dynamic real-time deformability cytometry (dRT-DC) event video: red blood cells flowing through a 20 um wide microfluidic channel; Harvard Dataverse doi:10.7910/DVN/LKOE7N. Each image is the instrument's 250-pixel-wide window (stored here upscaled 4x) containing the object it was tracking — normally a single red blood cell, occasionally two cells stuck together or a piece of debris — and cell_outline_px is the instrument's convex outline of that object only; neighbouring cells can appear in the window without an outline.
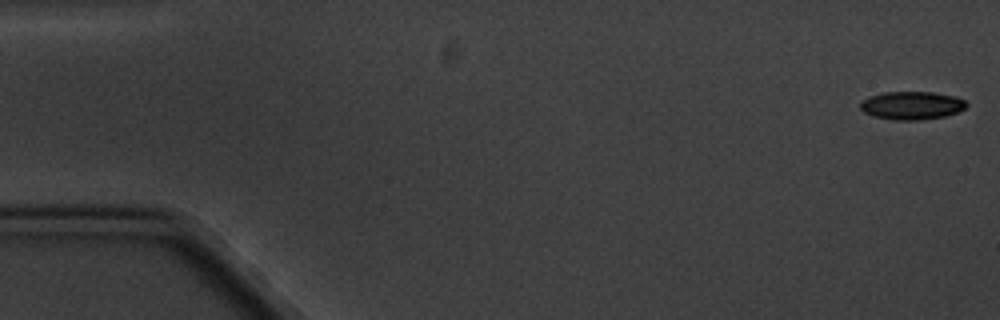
{"species": "common noctule bat (a hibernating species)", "species_latin": "Nyctalus noctula", "temperature_condition": "cold", "stored_images_in_passage": 10, "camera_frame_rate_fps": 3000, "um_per_image_px": 0.085, "animal": {"sex": "male", "body_mass_g": 20.1, "forearm_length_mm": 53.5}, "frame": {"image": 1, "passage_image": 1, "time_ms": 0.0, "image_size_px": [1000, 320], "cell_outline_px": [[968, 104], [964, 108], [956, 112], [944, 116], [916, 120], [896, 120], [876, 116], [864, 112], [860, 108], [860, 104], [868, 96], [884, 92], [932, 92], [956, 96], [964, 100]], "centroid_in_image_um": [77.5, 8.95], "position_along_channel_um": 7.5, "area_um2": 17.17}}